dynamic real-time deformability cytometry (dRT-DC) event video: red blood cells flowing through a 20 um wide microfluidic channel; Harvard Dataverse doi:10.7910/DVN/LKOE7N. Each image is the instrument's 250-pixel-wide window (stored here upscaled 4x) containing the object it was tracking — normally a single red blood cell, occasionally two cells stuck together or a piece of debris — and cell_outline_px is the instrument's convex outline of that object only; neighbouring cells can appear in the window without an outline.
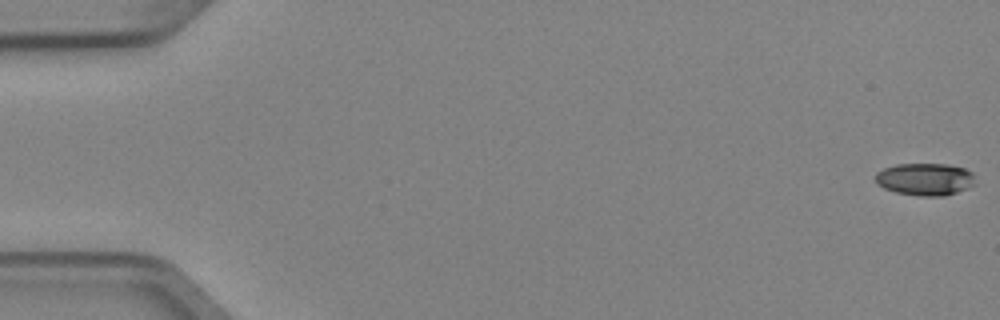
{"species": "Egyptian fruit bat (a non-hibernating species)", "species_latin": "Rousettus aegyptiacus", "temperature_condition": "cold", "stored_images_in_passage": 5, "camera_frame_rate_fps": 3000, "um_per_image_px": 0.085, "animal": {"sex": "female"}, "frame": {"image": 1, "passage_image": 1, "time_ms": 0.0, "image_size_px": [1000, 320], "cell_outline_px": [[972, 184], [968, 188], [944, 196], [920, 196], [896, 192], [884, 188], [876, 184], [876, 172], [884, 168], [896, 164], [948, 164], [964, 168], [972, 172]], "centroid_in_image_um": [78.59, 15.23], "position_along_channel_um": 6.4, "area_um2": 18.67}}